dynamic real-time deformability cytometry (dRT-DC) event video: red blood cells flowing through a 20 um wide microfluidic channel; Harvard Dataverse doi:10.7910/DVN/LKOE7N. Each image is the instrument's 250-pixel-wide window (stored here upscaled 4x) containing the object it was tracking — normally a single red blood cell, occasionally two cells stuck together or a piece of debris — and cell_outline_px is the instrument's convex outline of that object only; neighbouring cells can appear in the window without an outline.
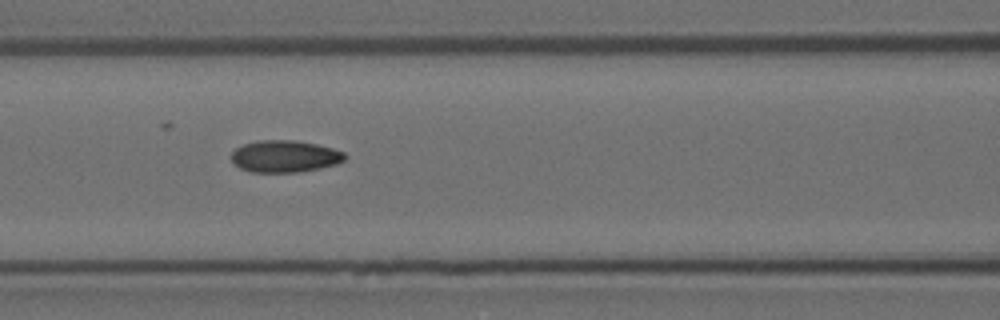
{"species": "Egyptian fruit bat (a non-hibernating species)", "species_latin": "Rousettus aegyptiacus", "temperature_condition": "room temperature", "stored_images_in_passage": 11, "camera_frame_rate_fps": 3000, "um_per_image_px": 0.085, "animal": {"sex": "female"}, "frame": {"image": 1, "passage_image": 7, "time_ms": 2.0, "image_size_px": [1000, 320], "cell_outline_px": [[348, 156], [344, 160], [336, 164], [320, 168], [300, 172], [252, 172], [240, 168], [232, 160], [232, 152], [236, 148], [244, 144], [256, 140], [296, 140], [316, 144], [332, 148], [344, 152]], "centroid_in_image_um": [24.23, 13.28], "position_along_channel_um": 142.4, "area_um2": 21.15}}
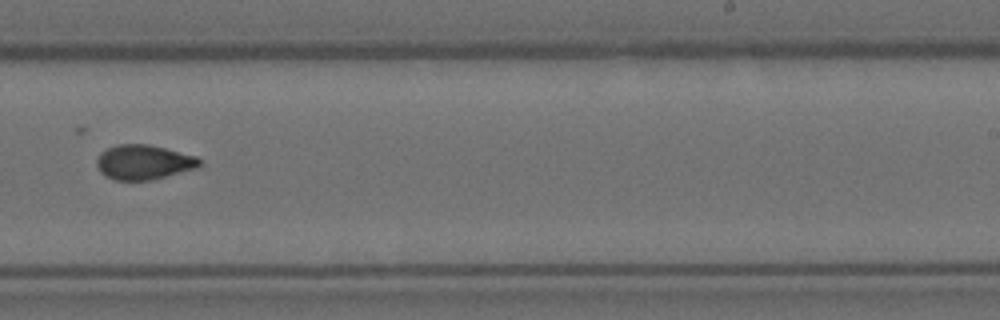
{"frame": {"image": 2, "passage_image": 10, "time_ms": 3.0, "image_size_px": [1000, 320], "cell_outline_px": [[200, 164], [196, 168], [152, 180], [112, 180], [104, 176], [100, 172], [96, 164], [96, 160], [100, 152], [116, 144], [148, 144], [196, 156], [200, 160]], "centroid_in_image_um": [12.16, 13.79], "position_along_channel_um": 276.8, "area_um2": 20.81}}
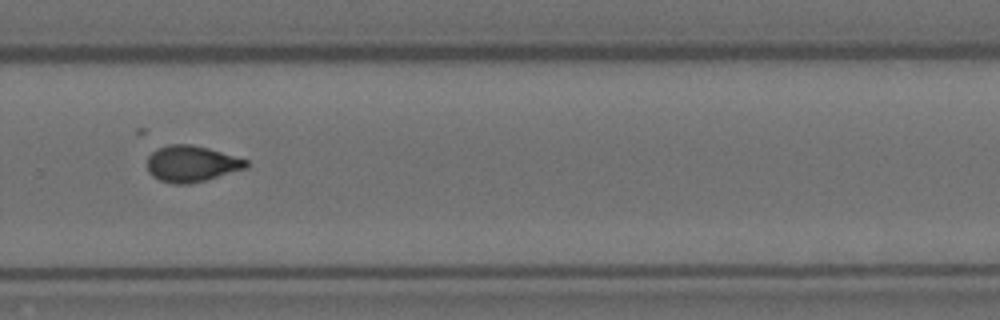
{"frame": {"image": 3, "passage_image": 11, "time_ms": 3.333, "image_size_px": [1000, 320], "cell_outline_px": [[248, 168], [204, 180], [188, 184], [172, 184], [160, 180], [152, 176], [148, 172], [148, 156], [156, 148], [168, 144], [192, 144], [208, 148], [248, 160]], "centroid_in_image_um": [16.26, 13.91], "position_along_channel_um": 313.5, "area_um2": 20.92}}